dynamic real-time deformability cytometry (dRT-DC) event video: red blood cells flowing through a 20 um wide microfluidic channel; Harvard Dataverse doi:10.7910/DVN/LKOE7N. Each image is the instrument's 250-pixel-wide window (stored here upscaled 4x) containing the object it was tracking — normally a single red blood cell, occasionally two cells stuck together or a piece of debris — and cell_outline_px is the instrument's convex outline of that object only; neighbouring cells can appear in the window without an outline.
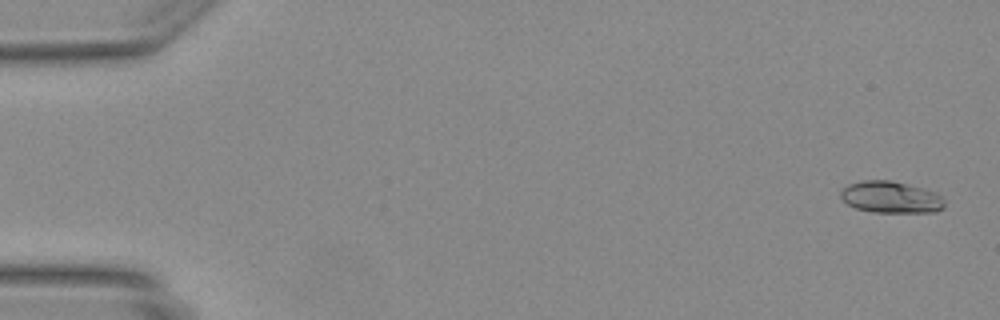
{"species": "Egyptian fruit bat (a non-hibernating species)", "species_latin": "Rousettus aegyptiacus", "temperature_condition": "warm", "stored_images_in_passage": 30, "camera_frame_rate_fps": 3000, "um_per_image_px": 0.085, "animal": {"sex": "female"}, "frame": {"image": 1, "passage_image": 2, "time_ms": 0.333, "image_size_px": [1000, 320], "cell_outline_px": [[944, 208], [936, 212], [872, 212], [856, 208], [848, 204], [840, 196], [840, 192], [848, 184], [860, 180], [888, 180], [924, 188], [936, 192], [944, 200]], "centroid_in_image_um": [75.73, 16.76], "position_along_channel_um": 9.3, "area_um2": 19.19}}
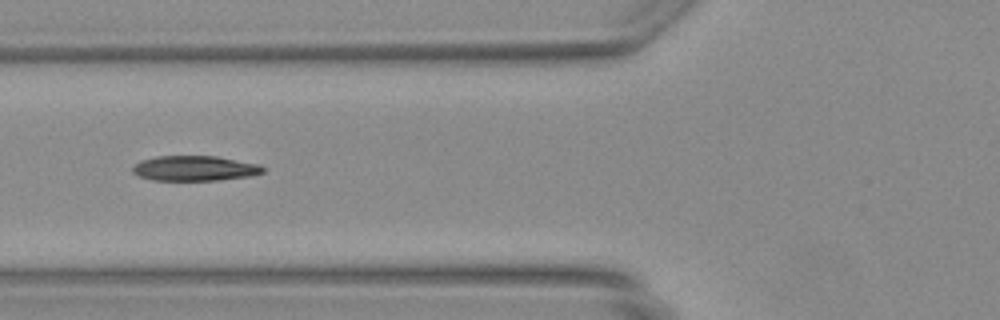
{"frame": {"image": 2, "passage_image": 19, "time_ms": 6.0, "image_size_px": [1000, 320], "cell_outline_px": [[264, 172], [252, 176], [220, 180], [152, 180], [140, 176], [132, 172], [132, 168], [140, 160], [156, 156], [216, 156], [260, 164], [264, 168]], "centroid_in_image_um": [16.57, 14.3], "position_along_channel_um": 109.2, "area_um2": 19.13}}
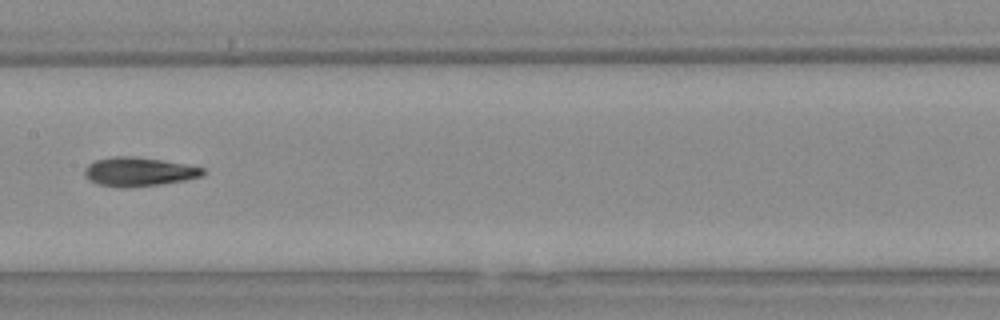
{"frame": {"image": 3, "passage_image": 25, "time_ms": 8.0, "image_size_px": [1000, 320], "cell_outline_px": [[204, 176], [164, 184], [128, 188], [120, 188], [96, 184], [88, 180], [84, 176], [84, 168], [88, 164], [96, 160], [112, 156], [132, 156], [188, 164], [204, 168]], "centroid_in_image_um": [11.77, 14.61], "position_along_channel_um": 195.6, "area_um2": 20.29}}